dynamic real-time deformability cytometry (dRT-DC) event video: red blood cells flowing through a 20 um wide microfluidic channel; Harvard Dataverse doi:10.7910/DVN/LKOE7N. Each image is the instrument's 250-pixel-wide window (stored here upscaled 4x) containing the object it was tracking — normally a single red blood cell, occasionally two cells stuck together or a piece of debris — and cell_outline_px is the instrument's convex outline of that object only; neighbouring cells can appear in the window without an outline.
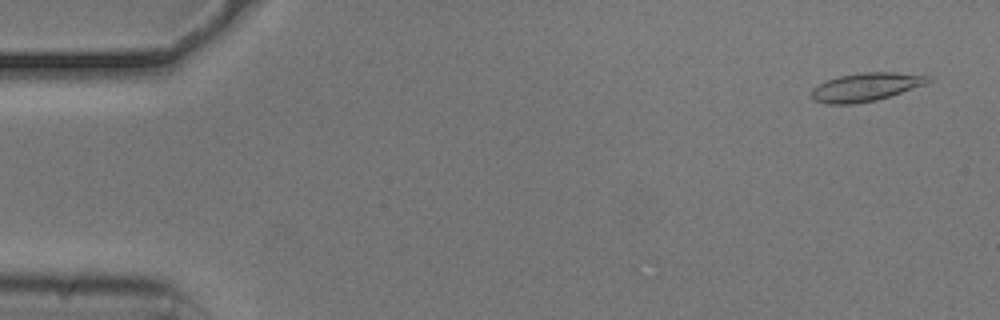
{"species": "common noctule bat (a hibernating species)", "species_latin": "Nyctalus noctula", "temperature_condition": "cold", "stored_images_in_passage": 55, "segment_of_instrument_passage": [1, 2], "camera_frame_rate_fps": 3000, "um_per_image_px": 0.085, "animal": {"sex": "male", "body_mass_g": 20.5, "forearm_length_mm": 52.5}, "frame": {"image": 1, "passage_image": 3, "time_ms": 0.667, "image_size_px": [1000, 320], "cell_outline_px": [[932, 80], [924, 84], [876, 100], [852, 104], [828, 104], [812, 100], [812, 88], [828, 80], [840, 76], [864, 72], [896, 72], [932, 76]], "centroid_in_image_um": [73.59, 7.39], "position_along_channel_um": 11.4, "area_um2": 18.96}}